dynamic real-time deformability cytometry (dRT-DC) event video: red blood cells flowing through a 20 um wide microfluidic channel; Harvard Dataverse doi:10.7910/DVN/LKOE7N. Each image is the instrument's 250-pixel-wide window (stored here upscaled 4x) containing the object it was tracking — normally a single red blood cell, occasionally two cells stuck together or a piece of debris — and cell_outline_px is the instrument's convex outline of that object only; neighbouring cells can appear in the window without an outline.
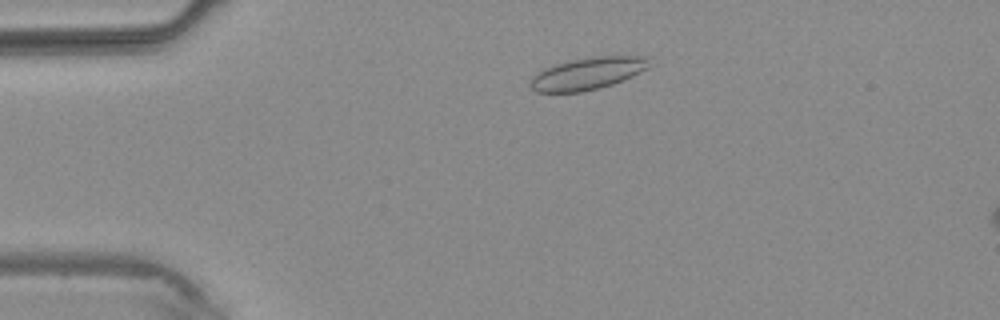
{"species": "common noctule bat (a hibernating species)", "species_latin": "Nyctalus noctula", "temperature_condition": "warm", "stored_images_in_passage": 3, "camera_frame_rate_fps": 3000, "um_per_image_px": 0.085, "animal": {"sex": "male", "body_mass_g": 20.4}, "frame": {"image": 1, "passage_image": 2, "time_ms": 1.333, "image_size_px": [1000, 320], "cell_outline_px": [[648, 68], [632, 76], [612, 84], [600, 88], [580, 92], [536, 92], [528, 84], [532, 76], [556, 64], [568, 60], [592, 56], [648, 56]], "centroid_in_image_um": [49.94, 6.25], "position_along_channel_um": 35.1, "area_um2": 22.14}}